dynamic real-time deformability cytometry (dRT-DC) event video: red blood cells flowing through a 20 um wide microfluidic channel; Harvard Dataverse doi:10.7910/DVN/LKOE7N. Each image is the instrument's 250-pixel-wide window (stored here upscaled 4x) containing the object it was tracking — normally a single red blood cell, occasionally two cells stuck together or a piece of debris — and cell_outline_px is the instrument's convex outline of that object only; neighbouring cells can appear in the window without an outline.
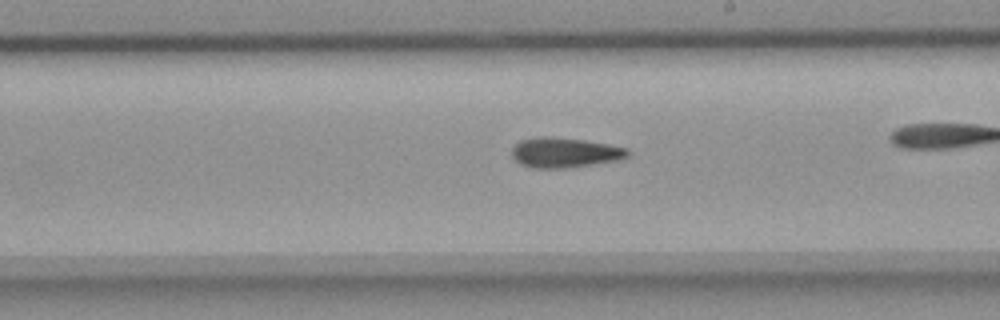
{"species": "common noctule bat (a hibernating species)", "species_latin": "Nyctalus noctula", "temperature_condition": "room temperature", "stored_images_in_passage": 43, "camera_frame_rate_fps": 3000, "um_per_image_px": 0.085, "animal": {"sex": "female", "body_mass_g": 18.4}, "frame": {"image": 1, "passage_image": 31, "time_ms": 10.0, "image_size_px": [1000, 320], "cell_outline_px": [[628, 156], [620, 160], [568, 168], [532, 168], [520, 164], [512, 156], [512, 148], [520, 140], [540, 136], [552, 136], [584, 140], [608, 144], [628, 148]], "centroid_in_image_um": [47.99, 12.97], "position_along_channel_um": 241.0, "area_um2": 20.4}}